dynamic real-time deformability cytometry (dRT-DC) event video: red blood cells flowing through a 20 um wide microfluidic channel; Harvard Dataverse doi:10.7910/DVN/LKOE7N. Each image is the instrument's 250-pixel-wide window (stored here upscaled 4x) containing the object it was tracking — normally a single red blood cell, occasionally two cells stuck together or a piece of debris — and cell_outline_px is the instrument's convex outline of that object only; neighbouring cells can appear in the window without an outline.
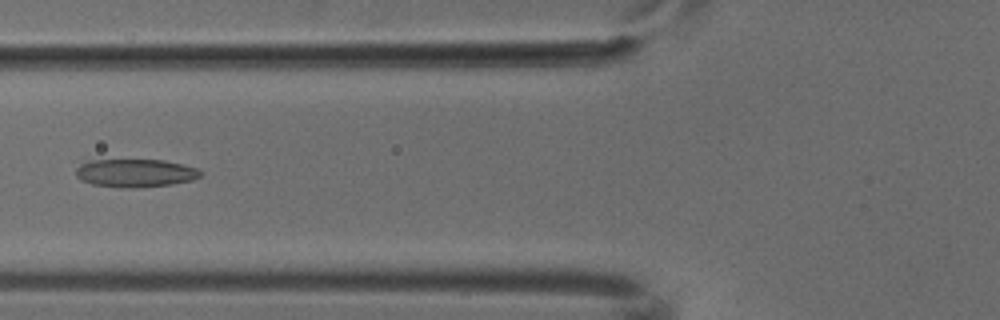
{"species": "common noctule bat (a hibernating species)", "species_latin": "Nyctalus noctula", "temperature_condition": "cold", "stored_images_in_passage": 5, "camera_frame_rate_fps": 3000, "um_per_image_px": 0.085, "animal": {"sex": "male", "body_mass_g": 18.8}, "frame": {"image": 1, "passage_image": 4, "time_ms": 1.0, "image_size_px": [1000, 320], "cell_outline_px": [[204, 172], [200, 176], [192, 180], [172, 184], [128, 188], [120, 188], [92, 184], [80, 180], [76, 176], [76, 168], [80, 164], [88, 160], [164, 160], [196, 168]], "centroid_in_image_um": [11.47, 14.71], "position_along_channel_um": 114.3, "area_um2": 20.4}}
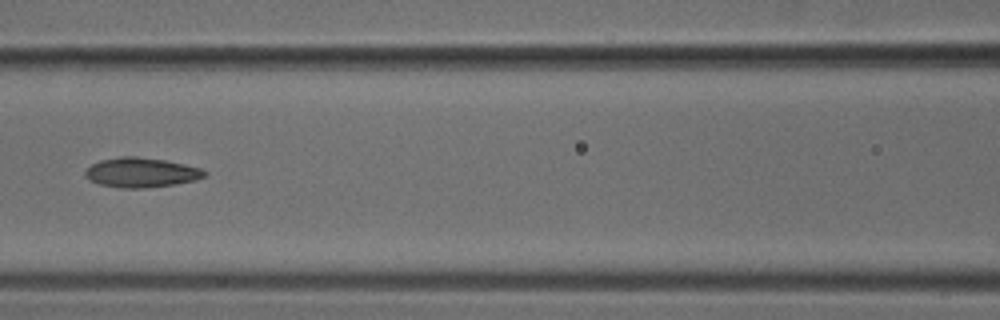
{"frame": {"image": 2, "passage_image": 5, "time_ms": 1.333, "image_size_px": [1000, 320], "cell_outline_px": [[204, 176], [196, 180], [176, 184], [144, 188], [120, 188], [100, 184], [88, 180], [84, 176], [84, 172], [92, 164], [100, 160], [120, 156], [136, 156], [164, 160], [184, 164], [200, 168], [204, 172]], "centroid_in_image_um": [11.95, 14.66], "position_along_channel_um": 154.6, "area_um2": 20.58}}